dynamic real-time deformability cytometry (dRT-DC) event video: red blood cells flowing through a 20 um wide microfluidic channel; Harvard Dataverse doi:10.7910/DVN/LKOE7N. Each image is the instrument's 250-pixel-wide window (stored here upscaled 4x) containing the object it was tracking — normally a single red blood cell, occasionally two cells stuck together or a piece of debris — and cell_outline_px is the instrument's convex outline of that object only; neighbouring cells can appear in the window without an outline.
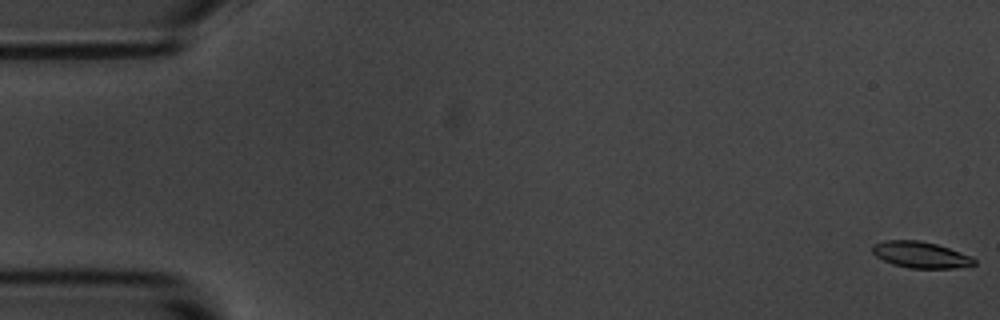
{"species": "common noctule bat (a hibernating species)", "species_latin": "Nyctalus noctula", "temperature_condition": "room temperature", "stored_images_in_passage": 43, "camera_frame_rate_fps": 3000, "um_per_image_px": 0.085, "animal": {"sex": "male", "body_mass_g": 20.1, "forearm_length_mm": 53.5}, "frame": {"image": 1, "passage_image": 1, "time_ms": 0.0, "image_size_px": [1000, 320], "cell_outline_px": [[976, 264], [956, 268], [908, 268], [892, 264], [876, 256], [872, 252], [872, 244], [884, 240], [920, 240], [936, 244], [972, 256], [976, 260]], "centroid_in_image_um": [78.24, 21.65], "position_along_channel_um": 6.8, "area_um2": 15.66}}
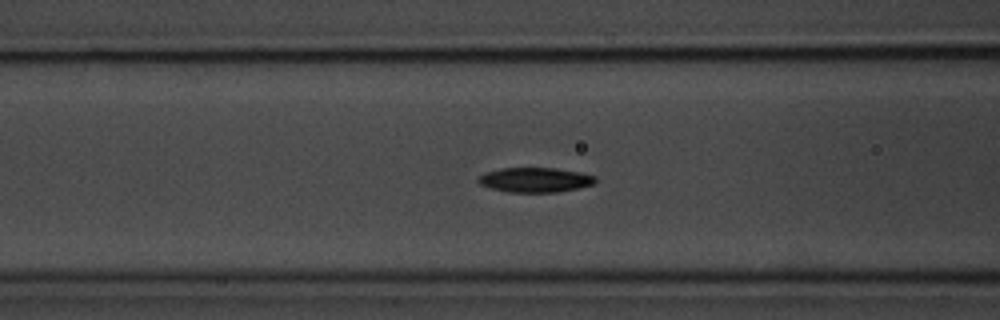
{"frame": {"image": 2, "passage_image": 22, "time_ms": 7.0, "image_size_px": [1000, 320], "cell_outline_px": [[596, 184], [556, 192], [508, 192], [492, 188], [480, 184], [476, 180], [484, 172], [500, 168], [556, 168], [580, 172], [596, 176]], "centroid_in_image_um": [45.49, 15.28], "position_along_channel_um": 121.1, "area_um2": 16.88}}
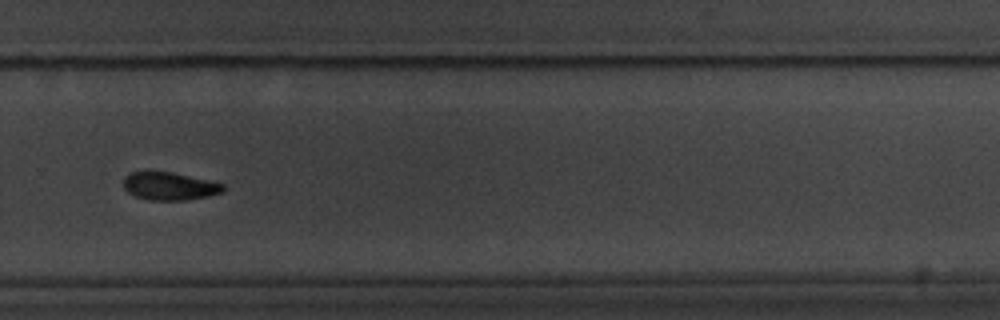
{"frame": {"image": 3, "passage_image": 38, "time_ms": 12.333, "image_size_px": [1000, 320], "cell_outline_px": [[224, 192], [208, 196], [184, 200], [148, 200], [136, 196], [128, 192], [124, 188], [124, 176], [132, 172], [172, 172], [224, 184]], "centroid_in_image_um": [14.41, 15.83], "position_along_channel_um": 315.4, "area_um2": 16.01}}